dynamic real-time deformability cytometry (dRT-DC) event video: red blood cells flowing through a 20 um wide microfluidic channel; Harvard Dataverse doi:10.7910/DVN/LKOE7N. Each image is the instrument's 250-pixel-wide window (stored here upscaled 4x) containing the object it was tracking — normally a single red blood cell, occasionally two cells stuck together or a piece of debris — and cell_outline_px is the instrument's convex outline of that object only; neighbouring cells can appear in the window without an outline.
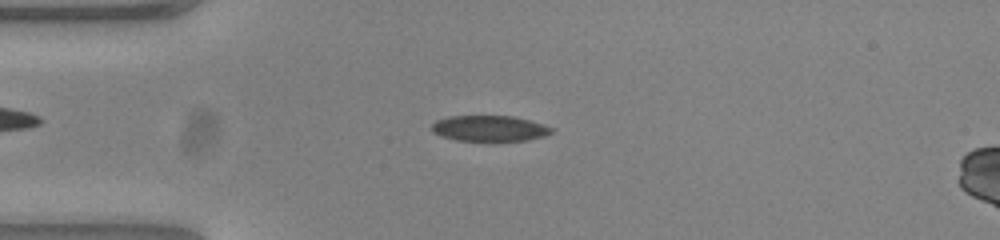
{"species": "common noctule bat (a hibernating species)", "species_latin": "Nyctalus noctula", "temperature_condition": "warm", "stored_images_in_passage": 52, "camera_frame_rate_fps": 3000, "um_per_image_px": 0.085, "animal": {"sex": "female", "body_mass_g": 23.0, "forearm_length_mm": 53.4}, "frame": {"image": 1, "passage_image": 12, "time_ms": 3.667, "image_size_px": [1000, 240], "cell_outline_px": [[552, 132], [544, 136], [528, 140], [456, 140], [432, 132], [432, 124], [436, 120], [448, 116], [512, 116], [528, 120], [552, 128]], "centroid_in_image_um": [41.57, 10.9], "position_along_channel_um": 43.4, "area_um2": 17.57}}
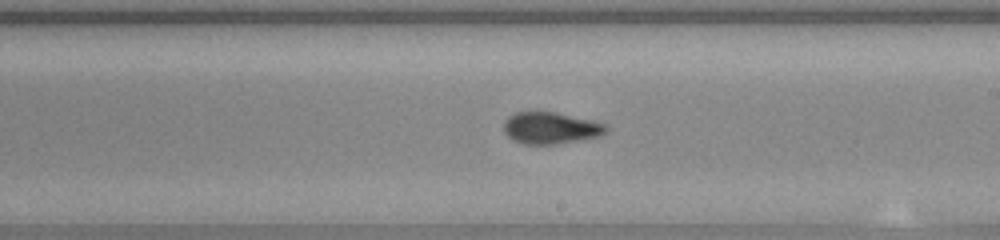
{"frame": {"image": 2, "passage_image": 29, "time_ms": 9.333, "image_size_px": [1000, 240], "cell_outline_px": [[608, 128], [604, 132], [596, 136], [552, 144], [524, 144], [512, 140], [504, 132], [504, 120], [508, 116], [516, 112], [556, 112], [592, 120], [604, 124]], "centroid_in_image_um": [46.73, 10.86], "position_along_channel_um": 242.3, "area_um2": 18.55}}
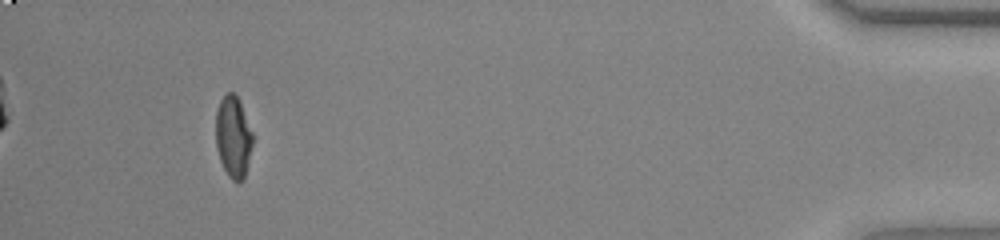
{"frame": {"image": 3, "passage_image": 48, "time_ms": 15.667, "image_size_px": [1000, 240], "cell_outline_px": [[252, 144], [244, 180], [232, 180], [228, 176], [220, 160], [216, 144], [216, 112], [220, 100], [228, 92], [232, 92], [240, 100], [252, 132]], "centroid_in_image_um": [19.82, 11.62], "position_along_channel_um": 415.4, "area_um2": 17.34}, "authors_computed_cell_mechanics": {"area_um2": 18.6694, "velocity_mm_per_s": 3.8629, "shape_relaxation_time_tau1_ms": null, "shape_relaxation_time_tau2_ms": 1.4983, "deformation_change_tau1": null, "deformation_change_tau2": 0.0759}}